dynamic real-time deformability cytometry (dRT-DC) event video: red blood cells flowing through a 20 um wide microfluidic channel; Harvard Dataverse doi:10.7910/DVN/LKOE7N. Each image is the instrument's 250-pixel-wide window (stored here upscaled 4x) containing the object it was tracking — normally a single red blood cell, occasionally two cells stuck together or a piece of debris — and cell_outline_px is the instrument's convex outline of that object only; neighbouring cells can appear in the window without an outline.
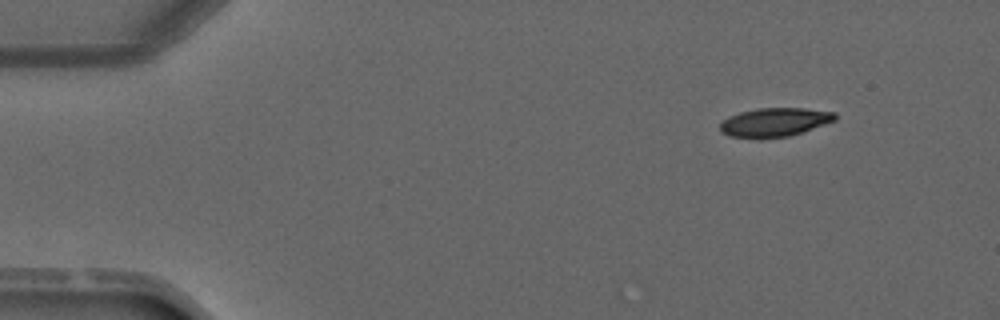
{"species": "common noctule bat (a hibernating species)", "species_latin": "Nyctalus noctula", "temperature_condition": "warm", "stored_images_in_passage": 3, "camera_frame_rate_fps": 3000, "um_per_image_px": 0.085, "animal": {"sex": "male", "forearm_length_mm": 52.5}, "frame": {"image": 1, "passage_image": 1, "time_ms": 0.0, "image_size_px": [1000, 320], "cell_outline_px": [[836, 120], [788, 136], [760, 140], [728, 136], [720, 132], [720, 124], [728, 116], [740, 112], [756, 108], [804, 108], [836, 112]], "centroid_in_image_um": [65.78, 10.4], "position_along_channel_um": 19.2, "area_um2": 19.54}}